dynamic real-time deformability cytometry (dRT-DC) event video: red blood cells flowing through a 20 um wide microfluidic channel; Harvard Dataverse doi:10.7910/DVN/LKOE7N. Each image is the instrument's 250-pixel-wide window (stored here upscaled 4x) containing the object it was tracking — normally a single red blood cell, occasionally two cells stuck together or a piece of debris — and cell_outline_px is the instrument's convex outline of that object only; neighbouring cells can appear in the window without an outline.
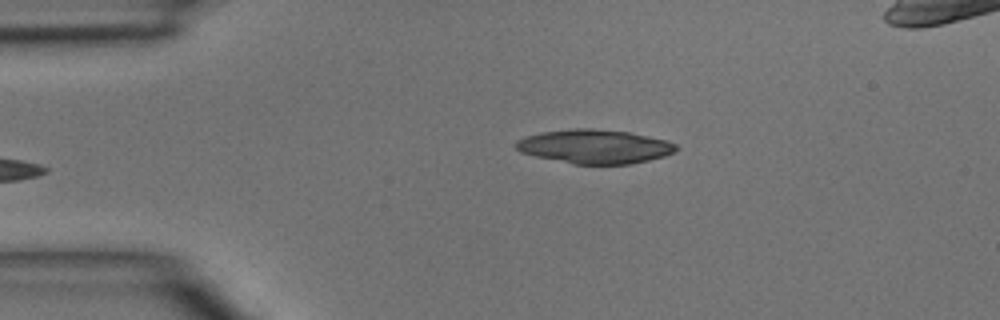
{"species": "common noctule bat (a hibernating species)", "species_latin": "Nyctalus noctula", "temperature_condition": "room temperature", "stored_images_in_passage": 5, "camera_frame_rate_fps": 3000, "um_per_image_px": 0.085, "animal": {"sex": "male", "body_mass_g": 15.6}, "frame": {"image": 1, "passage_image": 5, "time_ms": 1.333, "image_size_px": [1000, 320], "cell_outline_px": [[680, 148], [664, 156], [632, 164], [572, 164], [536, 156], [520, 152], [516, 148], [516, 140], [528, 136], [544, 132], [568, 128], [592, 128], [628, 132], [664, 140], [676, 144]], "centroid_in_image_um": [50.54, 12.45], "position_along_channel_um": 34.5, "area_um2": 31.5}}